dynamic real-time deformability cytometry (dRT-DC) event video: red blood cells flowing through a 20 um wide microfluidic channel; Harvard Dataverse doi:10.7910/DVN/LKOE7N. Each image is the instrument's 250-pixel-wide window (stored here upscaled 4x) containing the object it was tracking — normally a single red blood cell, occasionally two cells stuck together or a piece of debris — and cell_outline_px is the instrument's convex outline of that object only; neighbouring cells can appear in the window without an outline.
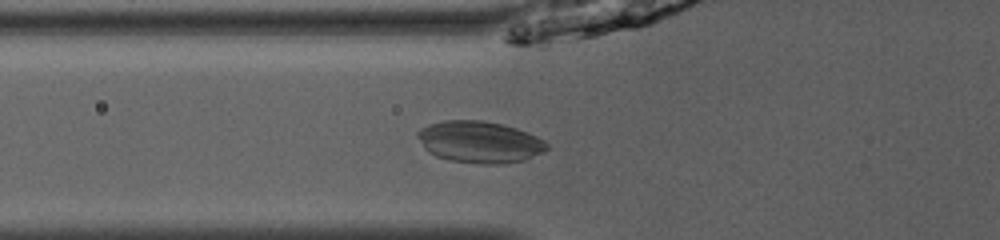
{"species": "common noctule bat (a hibernating species)", "species_latin": "Nyctalus noctula", "temperature_condition": "room temperature", "stored_images_in_passage": 41, "camera_frame_rate_fps": 3000, "um_per_image_px": 0.085, "animal": {"sex": "male", "body_mass_g": 13.0, "forearm_length_mm": 53.1}, "frame": {"image": 1, "passage_image": 10, "time_ms": 3.0, "image_size_px": [1000, 240], "cell_outline_px": [[548, 148], [524, 160], [500, 164], [480, 164], [448, 160], [436, 156], [428, 152], [424, 148], [416, 136], [416, 132], [420, 128], [428, 124], [444, 120], [484, 120], [516, 128], [536, 136], [544, 140], [548, 144]], "centroid_in_image_um": [40.71, 12.06], "position_along_channel_um": 85.1, "area_um2": 31.44}}
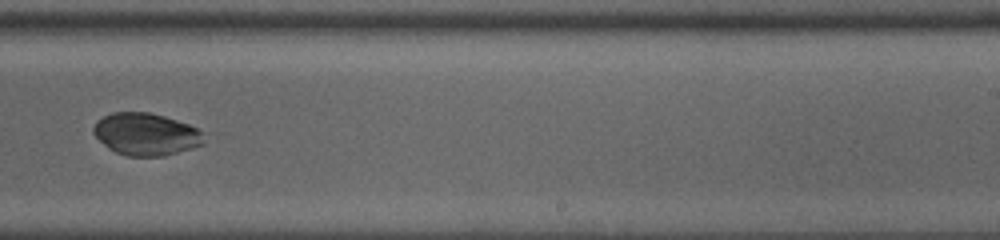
{"frame": {"image": 2, "passage_image": 24, "time_ms": 7.667, "image_size_px": [1000, 240], "cell_outline_px": [[208, 136], [204, 144], [192, 148], [164, 156], [128, 156], [116, 152], [108, 148], [92, 132], [92, 128], [96, 120], [112, 112], [148, 112], [164, 116], [188, 124], [204, 132]], "centroid_in_image_um": [12.44, 11.4], "position_along_channel_um": 276.6, "area_um2": 27.46}}
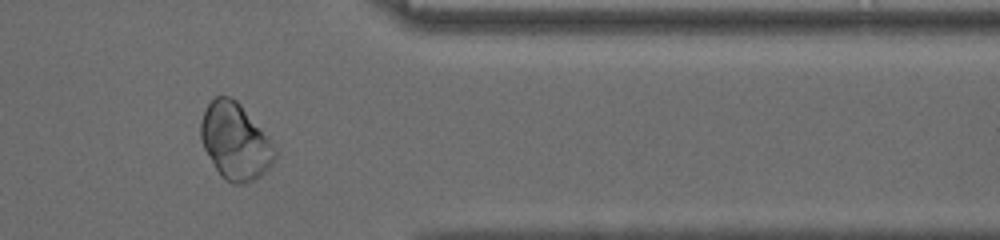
{"frame": {"image": 3, "passage_image": 33, "time_ms": 10.667, "image_size_px": [1000, 240], "cell_outline_px": [[276, 156], [272, 164], [260, 176], [244, 184], [232, 184], [220, 176], [204, 148], [200, 140], [200, 124], [204, 112], [208, 104], [216, 96], [228, 96], [236, 100], [240, 104], [272, 144], [276, 152]], "centroid_in_image_um": [19.95, 12.04], "position_along_channel_um": 391.4, "area_um2": 32.43}}